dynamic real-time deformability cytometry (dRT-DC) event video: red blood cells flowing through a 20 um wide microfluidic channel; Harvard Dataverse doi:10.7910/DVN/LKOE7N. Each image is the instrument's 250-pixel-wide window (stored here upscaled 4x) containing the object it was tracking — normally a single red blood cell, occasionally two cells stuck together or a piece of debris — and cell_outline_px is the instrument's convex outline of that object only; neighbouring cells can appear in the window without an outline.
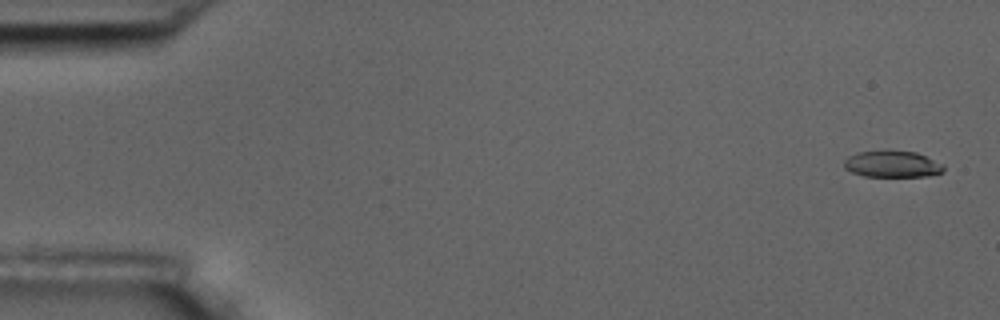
{"species": "common noctule bat (a hibernating species)", "species_latin": "Nyctalus noctula", "temperature_condition": "room temperature", "stored_images_in_passage": 5, "camera_frame_rate_fps": 3000, "um_per_image_px": 0.085, "animal": {"sex": "male", "body_mass_g": 17.5, "forearm_length_mm": 52.3}, "frame": {"image": 1, "passage_image": 1, "time_ms": 0.0, "image_size_px": [1000, 320], "cell_outline_px": [[944, 172], [928, 176], [864, 176], [852, 172], [844, 168], [844, 160], [848, 156], [856, 152], [916, 152], [944, 164]], "centroid_in_image_um": [75.86, 13.97], "position_along_channel_um": 9.1, "area_um2": 15.09}}
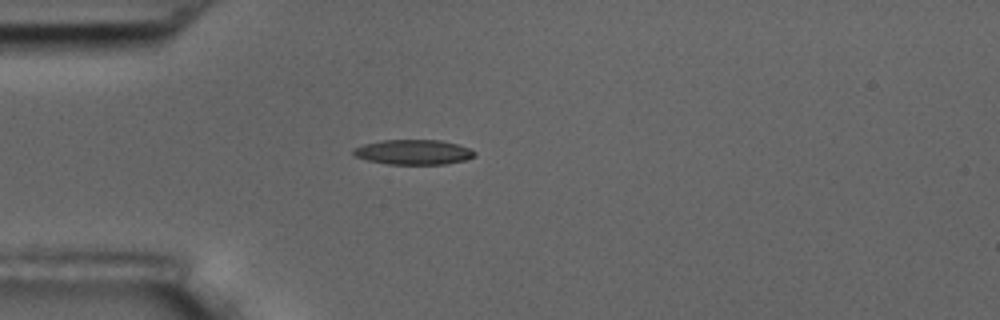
{"frame": {"image": 2, "passage_image": 5, "time_ms": 4.667, "image_size_px": [1000, 320], "cell_outline_px": [[476, 156], [464, 160], [444, 164], [388, 164], [368, 160], [356, 156], [352, 152], [352, 148], [364, 144], [384, 140], [440, 140], [456, 144], [468, 148], [476, 152]], "centroid_in_image_um": [35.13, 12.93], "position_along_channel_um": 49.9, "area_um2": 17.46}}